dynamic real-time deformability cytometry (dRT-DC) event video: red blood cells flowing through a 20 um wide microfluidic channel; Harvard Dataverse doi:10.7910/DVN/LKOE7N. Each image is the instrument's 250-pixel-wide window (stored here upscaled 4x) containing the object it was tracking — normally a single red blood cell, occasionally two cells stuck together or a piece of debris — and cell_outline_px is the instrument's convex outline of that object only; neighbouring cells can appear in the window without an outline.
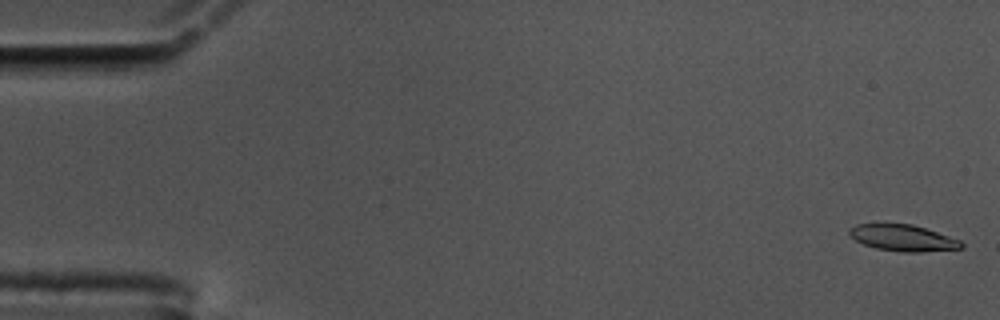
{"species": "common noctule bat (a hibernating species)", "species_latin": "Nyctalus noctula", "temperature_condition": "cold", "stored_images_in_passage": 60, "camera_frame_rate_fps": 3000, "um_per_image_px": 0.085, "animal": {"sex": "male", "body_mass_g": 17.5, "forearm_length_mm": 52.3}, "frame": {"image": 1, "passage_image": 2, "time_ms": 0.333, "image_size_px": [1000, 320], "cell_outline_px": [[964, 248], [920, 252], [900, 252], [876, 248], [864, 244], [856, 240], [848, 232], [848, 228], [856, 224], [912, 224], [960, 240], [964, 244]], "centroid_in_image_um": [76.75, 20.23], "position_along_channel_um": 8.2, "area_um2": 17.05}}
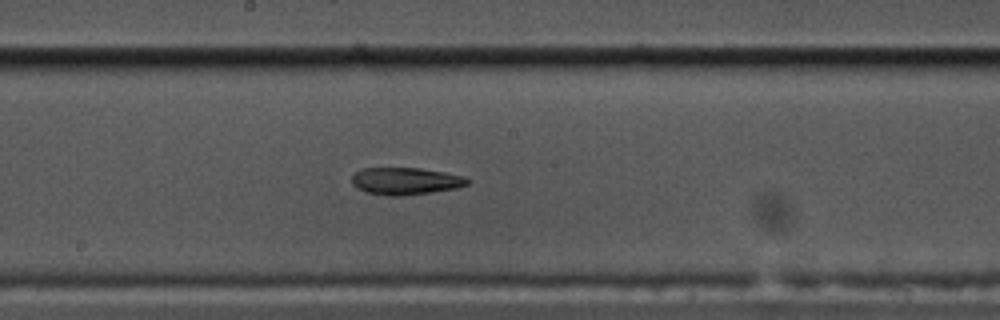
{"frame": {"image": 2, "passage_image": 32, "time_ms": 10.333, "image_size_px": [1000, 320], "cell_outline_px": [[472, 180], [468, 184], [456, 188], [432, 192], [400, 196], [388, 196], [364, 192], [352, 184], [352, 176], [360, 168], [420, 168], [444, 172], [460, 176]], "centroid_in_image_um": [34.44, 15.39], "position_along_channel_um": 213.8, "area_um2": 18.32}}
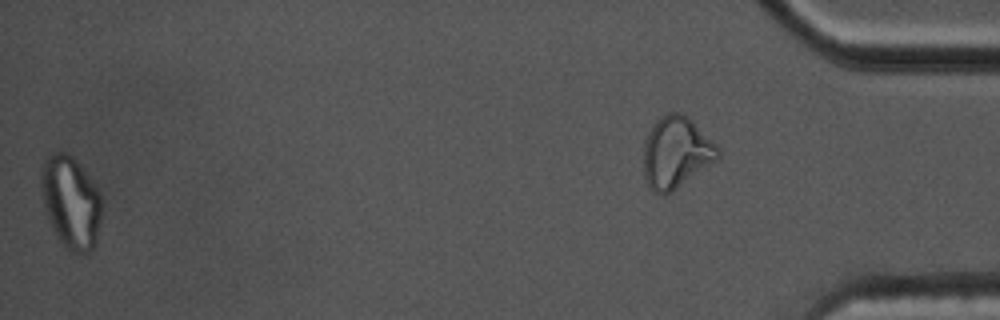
{"frame": {"image": 3, "passage_image": 59, "time_ms": 19.333, "image_size_px": [1000, 320], "cell_outline_px": [[104, 200], [96, 244], [92, 252], [72, 252], [56, 236], [48, 220], [44, 204], [40, 184], [40, 172], [44, 160], [52, 152], [68, 152], [80, 164], [96, 184]], "centroid_in_image_um": [6.05, 17.15], "position_along_channel_um": 429.1, "area_um2": 33.23}}